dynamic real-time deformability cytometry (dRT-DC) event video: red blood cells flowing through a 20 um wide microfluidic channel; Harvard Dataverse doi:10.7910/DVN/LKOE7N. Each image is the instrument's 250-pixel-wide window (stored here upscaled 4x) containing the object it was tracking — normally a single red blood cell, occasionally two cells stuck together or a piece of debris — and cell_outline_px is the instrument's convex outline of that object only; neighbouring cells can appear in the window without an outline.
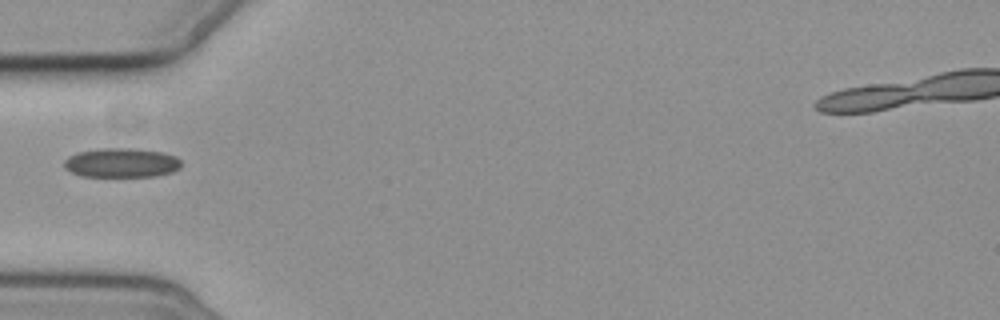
{"species": "common noctule bat (a hibernating species)", "species_latin": "Nyctalus noctula", "temperature_condition": "cold", "stored_images_in_passage": 3, "camera_frame_rate_fps": 3000, "um_per_image_px": 0.085, "animal": {"sex": "female", "body_mass_g": 19.3, "forearm_length_mm": 54.1}, "frame": {"image": 1, "passage_image": 3, "time_ms": 2.333, "image_size_px": [1000, 320], "cell_outline_px": [[180, 168], [172, 172], [156, 176], [80, 176], [64, 168], [64, 160], [68, 156], [76, 152], [104, 148], [132, 148], [160, 152], [176, 156], [180, 160]], "centroid_in_image_um": [10.3, 13.83], "position_along_channel_um": 74.7, "area_um2": 20.0}}